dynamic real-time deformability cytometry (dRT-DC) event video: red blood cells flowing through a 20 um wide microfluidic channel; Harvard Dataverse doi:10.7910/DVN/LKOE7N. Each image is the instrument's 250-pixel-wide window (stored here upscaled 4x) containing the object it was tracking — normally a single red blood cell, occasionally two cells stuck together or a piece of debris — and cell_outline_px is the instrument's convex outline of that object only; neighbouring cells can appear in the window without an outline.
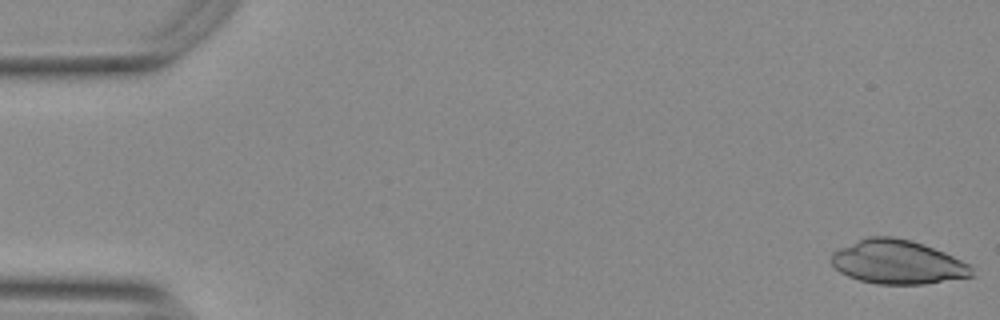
{"species": "Egyptian fruit bat (a non-hibernating species)", "species_latin": "Rousettus aegyptiacus", "temperature_condition": "warm", "stored_images_in_passage": 27, "camera_frame_rate_fps": 3000, "um_per_image_px": 0.085, "animal": {"sex": "female"}, "frame": {"image": 1, "passage_image": 1, "time_ms": 0.0, "image_size_px": [1000, 320], "cell_outline_px": [[976, 276], [924, 284], [876, 284], [860, 280], [848, 276], [840, 272], [832, 264], [832, 252], [840, 248], [868, 236], [892, 236], [912, 240], [924, 244], [944, 252], [972, 264]], "centroid_in_image_um": [76.36, 22.28], "position_along_channel_um": 8.6, "area_um2": 36.18}}